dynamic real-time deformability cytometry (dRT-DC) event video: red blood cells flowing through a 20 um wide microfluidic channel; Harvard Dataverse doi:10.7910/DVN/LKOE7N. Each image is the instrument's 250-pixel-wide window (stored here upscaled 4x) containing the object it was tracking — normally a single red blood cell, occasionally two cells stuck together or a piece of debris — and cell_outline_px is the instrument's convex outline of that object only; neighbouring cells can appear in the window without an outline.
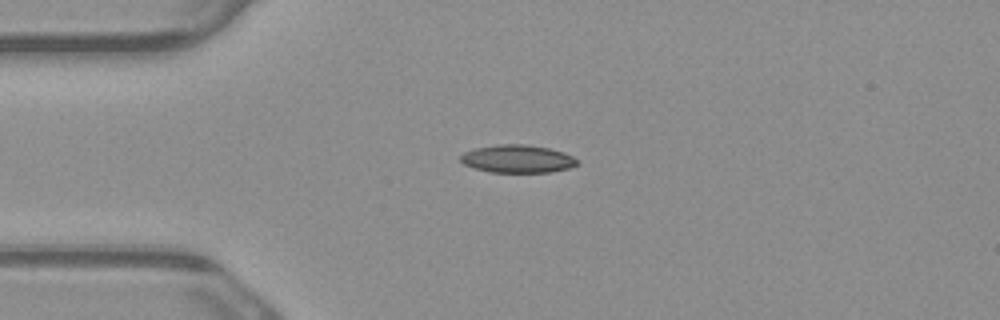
{"species": "common noctule bat (a hibernating species)", "species_latin": "Nyctalus noctula", "temperature_condition": "warm", "stored_images_in_passage": 5, "camera_frame_rate_fps": 3000, "um_per_image_px": 0.085, "animal": {"sex": "male", "body_mass_g": 23.1, "forearm_length_mm": 52.7}, "frame": {"image": 1, "passage_image": 4, "time_ms": 1.0, "image_size_px": [1000, 320], "cell_outline_px": [[580, 160], [576, 164], [568, 168], [548, 172], [488, 172], [472, 168], [464, 164], [460, 160], [460, 156], [464, 152], [476, 148], [496, 144], [528, 144], [548, 148], [564, 152]], "centroid_in_image_um": [43.96, 13.5], "position_along_channel_um": 41.0, "area_um2": 19.02}}